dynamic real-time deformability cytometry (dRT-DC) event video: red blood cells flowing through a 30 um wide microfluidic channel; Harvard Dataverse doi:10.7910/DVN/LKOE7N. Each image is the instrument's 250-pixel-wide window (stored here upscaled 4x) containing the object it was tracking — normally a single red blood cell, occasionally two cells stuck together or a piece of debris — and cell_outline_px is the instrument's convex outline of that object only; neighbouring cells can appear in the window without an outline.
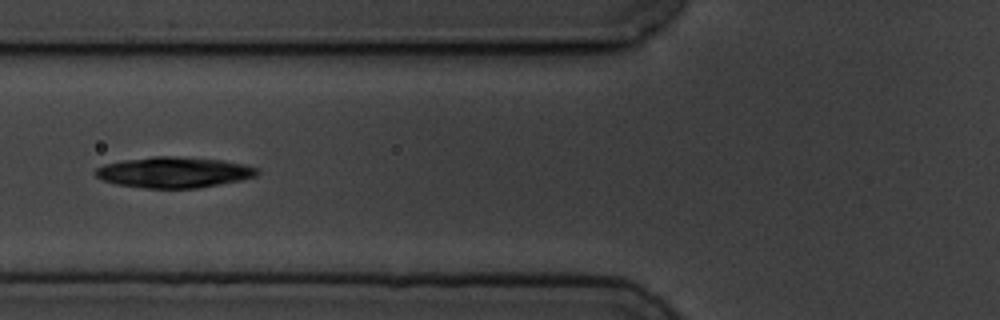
{"species": "common noctule bat (a hibernating species)", "species_latin": "Nyctalus noctula", "temperature_condition": "cold", "stored_images_in_passage": 14, "camera_frame_rate_fps": 3000, "um_per_image_px": 0.085, "animal": {"sex": "male", "body_mass_g": 19.5, "forearm_length_mm": 54.6}, "frame": {"image": 1, "passage_image": 5, "time_ms": 5.667, "image_size_px": [1000, 320], "cell_outline_px": [[260, 172], [256, 176], [240, 180], [196, 188], [144, 188], [116, 184], [104, 180], [96, 176], [92, 172], [96, 168], [104, 164], [124, 160], [152, 156], [176, 156], [224, 160], [244, 164], [260, 168]], "centroid_in_image_um": [14.79, 14.64], "position_along_channel_um": 111.0, "area_um2": 29.13}}
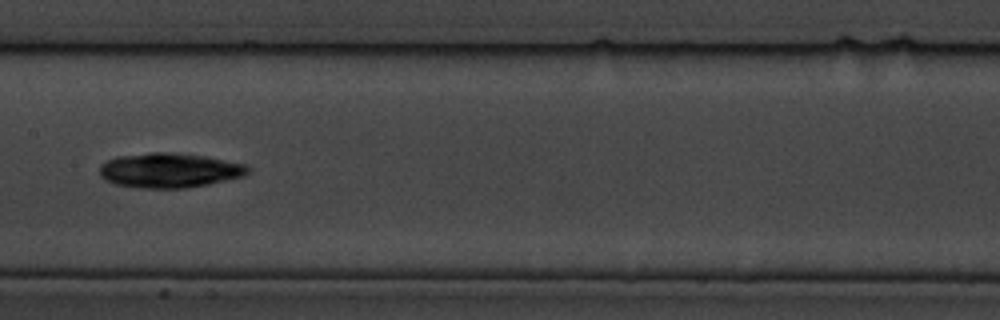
{"frame": {"image": 2, "passage_image": 7, "time_ms": 8.0, "image_size_px": [1000, 320], "cell_outline_px": [[252, 168], [244, 176], [208, 184], [184, 188], [144, 188], [112, 184], [104, 180], [100, 176], [100, 164], [116, 156], [152, 152], [164, 152], [204, 156], [244, 164]], "centroid_in_image_um": [14.36, 14.48], "position_along_channel_um": 193.0, "area_um2": 29.94}}
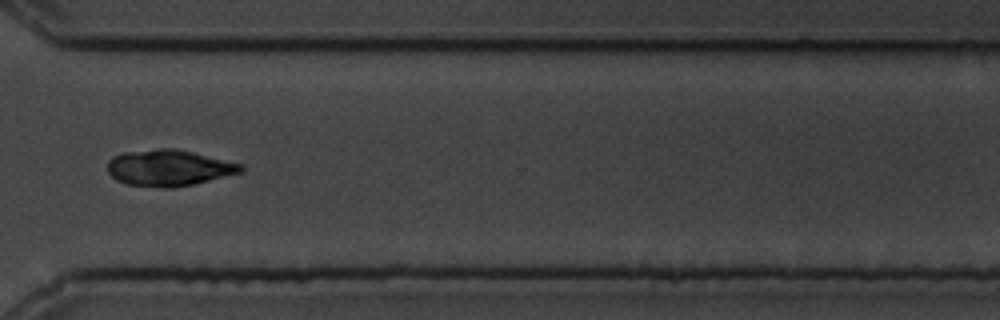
{"frame": {"image": 3, "passage_image": 11, "time_ms": 12.667, "image_size_px": [1000, 320], "cell_outline_px": [[244, 172], [192, 184], [172, 188], [160, 188], [124, 184], [116, 180], [108, 172], [108, 160], [112, 156], [120, 152], [156, 148], [176, 148], [244, 164]], "centroid_in_image_um": [14.34, 14.26], "position_along_channel_um": 356.3, "area_um2": 28.61}, "authors_computed_cell_mechanics": {"area_um2": 28.2931, "velocity_mm_per_s": 3.5148, "shape_relaxation_time_tau1_ms": 5.0973, "shape_relaxation_time_tau2_ms": null, "deformation_change_tau1": 0.1326, "deformation_change_tau2": null}}